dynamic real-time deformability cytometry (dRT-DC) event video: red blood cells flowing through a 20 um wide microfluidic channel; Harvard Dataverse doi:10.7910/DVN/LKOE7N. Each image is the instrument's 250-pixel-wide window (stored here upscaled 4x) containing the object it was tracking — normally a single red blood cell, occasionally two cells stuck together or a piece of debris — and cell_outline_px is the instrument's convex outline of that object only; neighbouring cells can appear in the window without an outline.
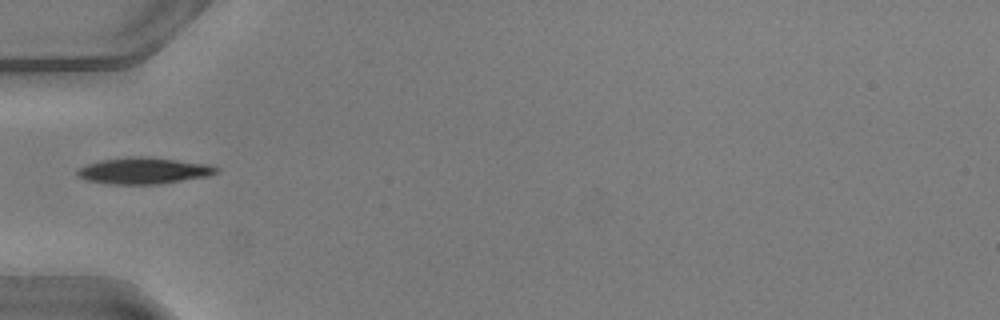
{"species": "common noctule bat (a hibernating species)", "species_latin": "Nyctalus noctula", "temperature_condition": "warm", "stored_images_in_passage": 34, "camera_frame_rate_fps": 3000, "um_per_image_px": 0.085, "animal": {"sex": "male", "body_mass_g": 20.5, "forearm_length_mm": 52.5}, "frame": {"image": 1, "passage_image": 1, "time_ms": 0.0, "image_size_px": [1000, 320], "cell_outline_px": [[220, 168], [216, 172], [208, 176], [160, 184], [112, 184], [84, 180], [76, 176], [76, 168], [100, 160], [128, 156], [148, 156], [212, 164]], "centroid_in_image_um": [12.2, 14.5], "position_along_channel_um": 72.8, "area_um2": 21.79}}
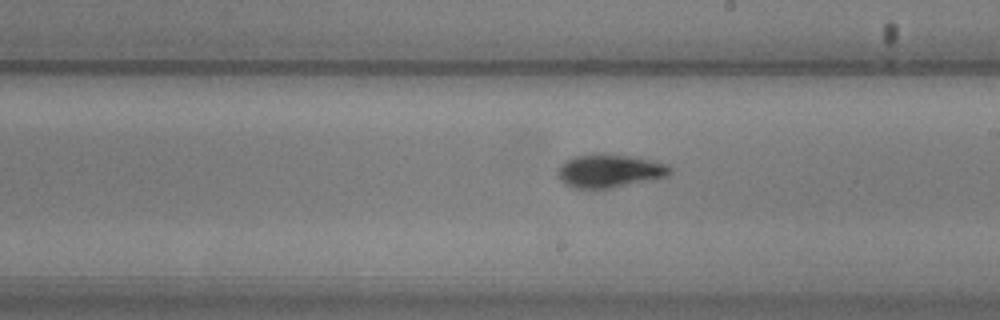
{"frame": {"image": 2, "passage_image": 13, "time_ms": 4.0, "image_size_px": [1000, 320], "cell_outline_px": [[672, 172], [668, 176], [612, 188], [572, 188], [564, 184], [556, 176], [556, 172], [560, 164], [564, 160], [572, 156], [592, 152], [600, 152], [632, 156], [668, 164], [672, 168]], "centroid_in_image_um": [51.74, 14.5], "position_along_channel_um": 237.3, "area_um2": 22.43}}
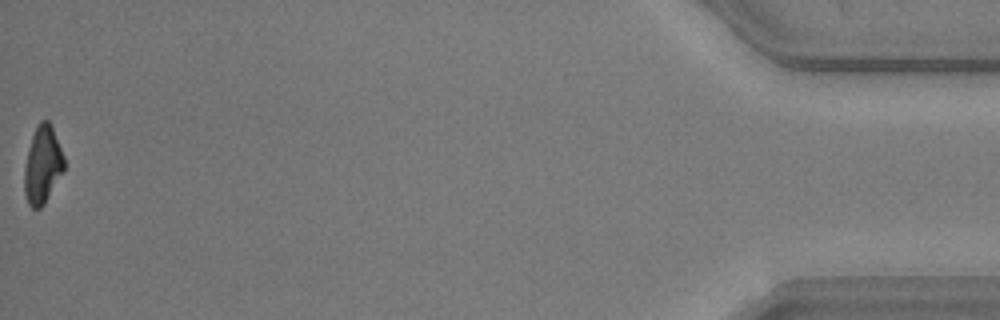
{"frame": {"image": 3, "passage_image": 34, "time_ms": 11.0, "image_size_px": [1000, 320], "cell_outline_px": [[64, 172], [44, 204], [40, 208], [32, 208], [28, 204], [24, 192], [24, 168], [32, 136], [40, 120], [48, 120], [52, 124], [64, 156]], "centroid_in_image_um": [3.63, 14.02], "position_along_channel_um": 431.6, "area_um2": 18.03}, "authors_computed_cell_mechanics": {"area_um2": 19.9699, "velocity_mm_per_s": 4.0834, "shape_relaxation_time_tau1_ms": 2.0509, "shape_relaxation_time_tau2_ms": 0.943, "deformation_change_tau1": 0.1198, "deformation_change_tau2": 0.0465}}